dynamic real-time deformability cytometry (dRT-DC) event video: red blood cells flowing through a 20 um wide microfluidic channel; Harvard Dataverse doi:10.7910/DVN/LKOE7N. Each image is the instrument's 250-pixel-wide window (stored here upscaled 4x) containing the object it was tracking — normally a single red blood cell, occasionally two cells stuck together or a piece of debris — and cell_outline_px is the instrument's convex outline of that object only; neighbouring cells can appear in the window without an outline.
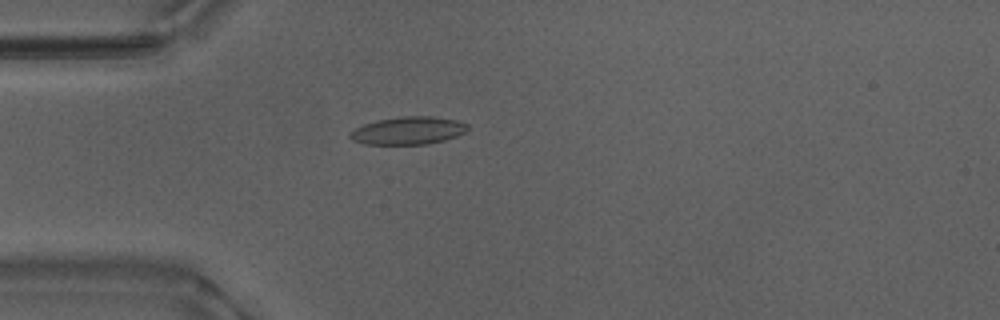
{"species": "Egyptian fruit bat (a non-hibernating species)", "species_latin": "Rousettus aegyptiacus", "temperature_condition": "warm", "stored_images_in_passage": 43, "camera_frame_rate_fps": 3000, "um_per_image_px": 0.085, "animal": {"sex": "male"}, "frame": {"image": 1, "passage_image": 5, "time_ms": 1.333, "image_size_px": [1000, 320], "cell_outline_px": [[468, 128], [464, 132], [456, 136], [444, 140], [428, 144], [364, 144], [352, 140], [348, 136], [348, 132], [364, 124], [376, 120], [404, 116], [436, 116], [456, 120], [468, 124]], "centroid_in_image_um": [34.67, 11.1], "position_along_channel_um": 50.3, "area_um2": 19.07}}
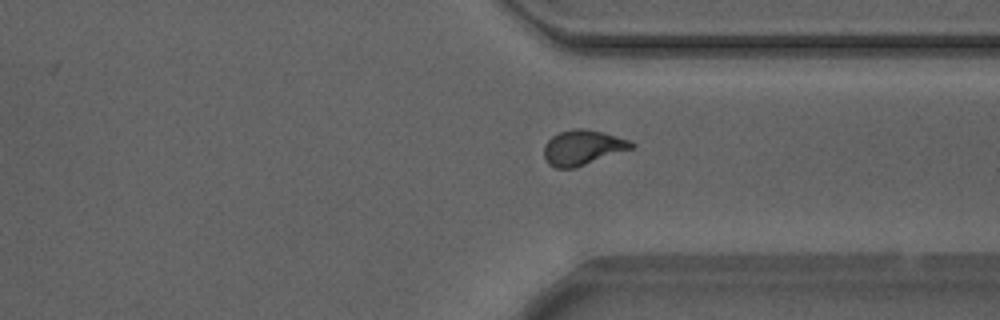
{"frame": {"image": 2, "passage_image": 30, "time_ms": 9.667, "image_size_px": [1000, 320], "cell_outline_px": [[636, 144], [632, 148], [576, 168], [556, 168], [548, 164], [544, 156], [544, 144], [552, 136], [560, 132], [572, 128], [584, 128], [616, 136], [628, 140]], "centroid_in_image_um": [49.49, 12.54], "position_along_channel_um": 361.9, "area_um2": 17.74}}
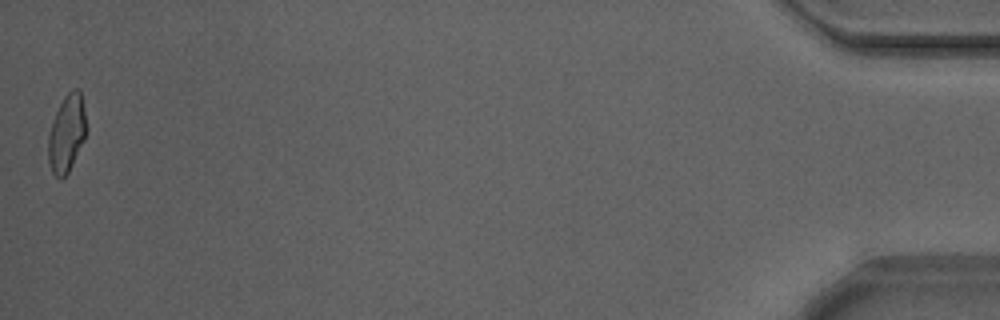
{"frame": {"image": 3, "passage_image": 43, "time_ms": 14.0, "image_size_px": [1000, 320], "cell_outline_px": [[84, 140], [68, 172], [60, 180], [52, 172], [48, 164], [48, 136], [56, 112], [64, 96], [72, 88], [76, 88], [80, 92], [84, 112]], "centroid_in_image_um": [5.63, 11.37], "position_along_channel_um": 429.6, "area_um2": 16.65}, "authors_computed_cell_mechanics": {"area_um2": 17.3978, "velocity_mm_per_s": 3.8691, "shape_relaxation_time_tau1_ms": 7.0767, "shape_relaxation_time_tau2_ms": 1.0169, "deformation_change_tau1": 0.2439, "deformation_change_tau2": 0.0789}}